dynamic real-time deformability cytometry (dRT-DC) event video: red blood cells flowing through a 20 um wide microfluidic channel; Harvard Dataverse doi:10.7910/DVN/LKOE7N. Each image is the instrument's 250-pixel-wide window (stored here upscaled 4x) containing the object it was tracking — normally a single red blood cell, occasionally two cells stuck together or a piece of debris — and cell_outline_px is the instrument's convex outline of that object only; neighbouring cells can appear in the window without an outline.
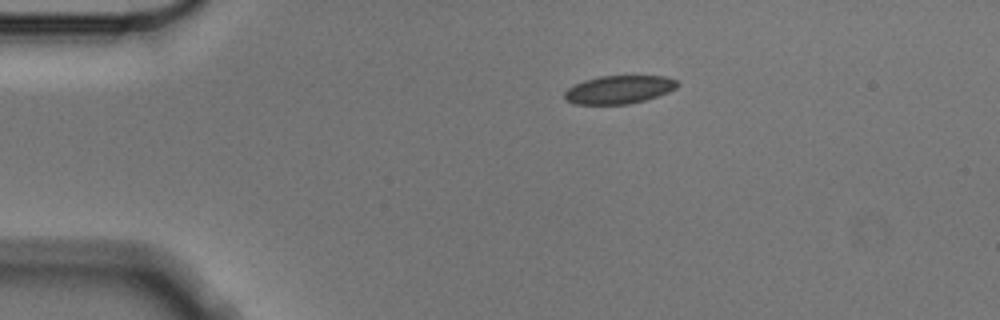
{"species": "Egyptian fruit bat (a non-hibernating species)", "species_latin": "Rousettus aegyptiacus", "temperature_condition": "cold", "stored_images_in_passage": 3, "camera_frame_rate_fps": 3000, "um_per_image_px": 0.085, "animal": {"sex": "male"}, "frame": {"image": 1, "passage_image": 1, "time_ms": 0.0, "image_size_px": [1000, 320], "cell_outline_px": [[680, 84], [676, 88], [668, 92], [644, 100], [628, 104], [576, 104], [568, 100], [564, 96], [564, 92], [568, 88], [584, 80], [600, 76], [664, 76], [676, 80]], "centroid_in_image_um": [52.63, 7.61], "position_along_channel_um": 32.4, "area_um2": 18.32}}